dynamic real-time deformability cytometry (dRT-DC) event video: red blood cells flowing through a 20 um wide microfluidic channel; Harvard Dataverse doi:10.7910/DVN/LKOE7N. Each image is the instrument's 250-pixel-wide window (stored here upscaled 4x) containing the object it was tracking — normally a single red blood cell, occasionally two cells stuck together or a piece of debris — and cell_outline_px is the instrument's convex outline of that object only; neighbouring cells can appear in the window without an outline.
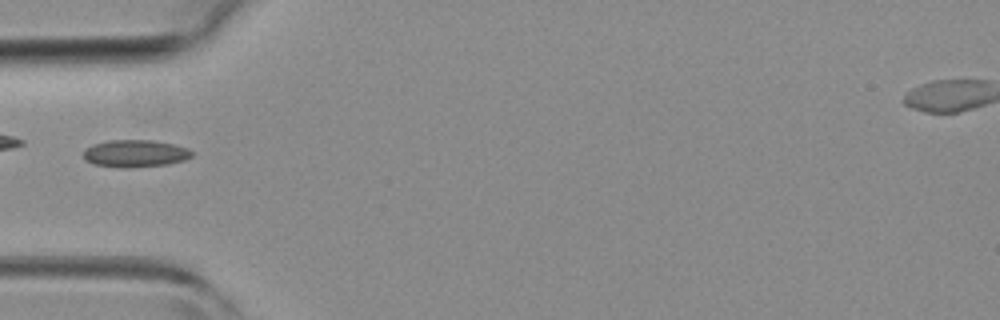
{"species": "common noctule bat (a hibernating species)", "species_latin": "Nyctalus noctula", "temperature_condition": "room temperature", "stored_images_in_passage": 3, "camera_frame_rate_fps": 3000, "um_per_image_px": 0.085, "animal": {"sex": "female", "body_mass_g": 19.3, "forearm_length_mm": 54.1}, "frame": {"image": 1, "passage_image": 2, "time_ms": 2.0, "image_size_px": [1000, 320], "cell_outline_px": [[192, 156], [184, 160], [168, 164], [124, 168], [92, 164], [84, 160], [84, 148], [92, 144], [112, 140], [152, 140], [172, 144], [188, 148], [192, 152]], "centroid_in_image_um": [11.45, 13.04], "position_along_channel_um": 73.5, "area_um2": 17.22}}
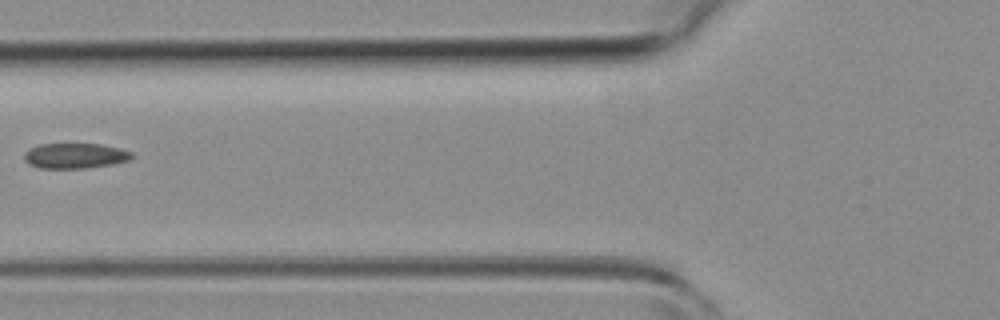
{"frame": {"image": 2, "passage_image": 3, "time_ms": 3.0, "image_size_px": [1000, 320], "cell_outline_px": [[132, 156], [128, 160], [112, 164], [84, 168], [40, 168], [28, 164], [24, 160], [24, 152], [28, 148], [40, 144], [100, 144], [120, 148], [132, 152]], "centroid_in_image_um": [6.33, 13.23], "position_along_channel_um": 119.5, "area_um2": 15.84}}